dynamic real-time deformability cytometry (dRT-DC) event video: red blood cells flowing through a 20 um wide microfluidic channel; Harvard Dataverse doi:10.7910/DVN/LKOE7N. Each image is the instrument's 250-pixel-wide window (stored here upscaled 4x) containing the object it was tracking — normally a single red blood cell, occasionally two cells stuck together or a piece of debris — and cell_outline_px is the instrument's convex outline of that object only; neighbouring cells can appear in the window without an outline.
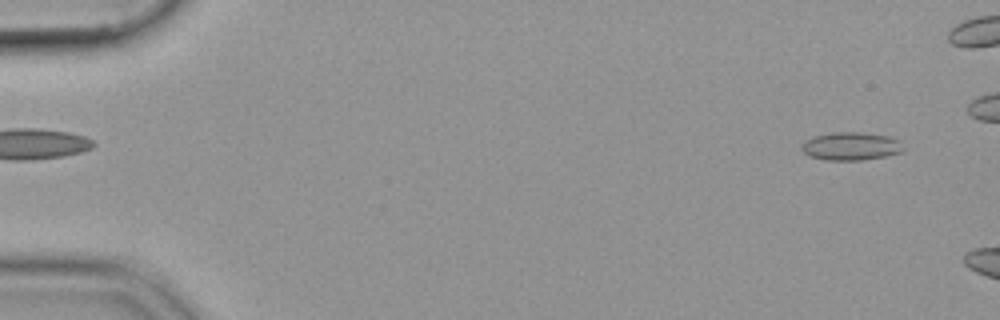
{"species": "common noctule bat (a hibernating species)", "species_latin": "Nyctalus noctula", "temperature_condition": "cold", "stored_images_in_passage": 49, "camera_frame_rate_fps": 3000, "um_per_image_px": 0.085, "animal": {"sex": "female", "body_mass_g": 19.9}, "frame": {"image": 1, "passage_image": 3, "time_ms": 0.667, "image_size_px": [1000, 320], "cell_outline_px": [[904, 152], [888, 156], [864, 160], [824, 160], [808, 156], [800, 148], [800, 144], [804, 140], [812, 136], [832, 132], [864, 132], [888, 136], [900, 140], [904, 148]], "centroid_in_image_um": [72.32, 12.43], "position_along_channel_um": 12.7, "area_um2": 17.17}}
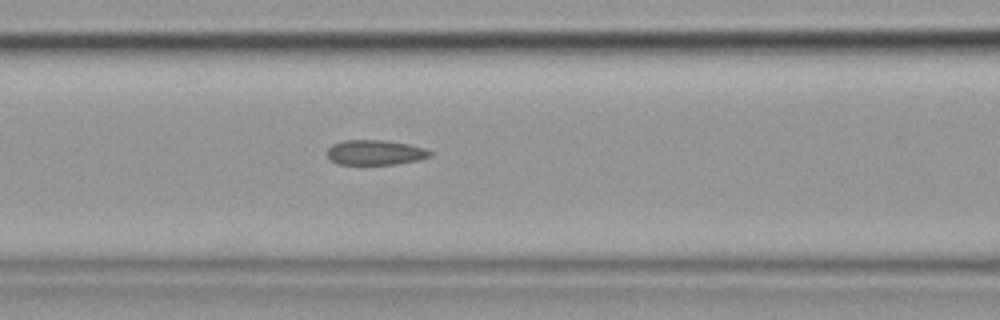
{"frame": {"image": 2, "passage_image": 23, "time_ms": 7.333, "image_size_px": [1000, 320], "cell_outline_px": [[432, 156], [416, 160], [396, 164], [336, 164], [328, 156], [328, 148], [332, 144], [344, 140], [384, 140], [408, 144], [424, 148], [432, 152]], "centroid_in_image_um": [31.89, 12.95], "position_along_channel_um": 134.7, "area_um2": 14.85}}
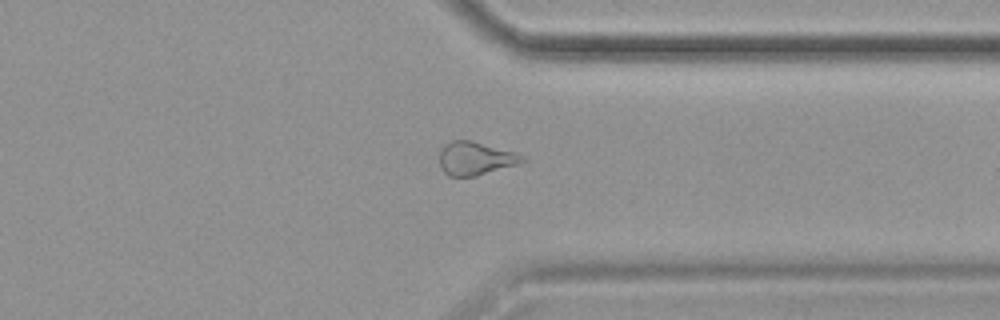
{"frame": {"image": 3, "passage_image": 42, "time_ms": 13.667, "image_size_px": [1000, 320], "cell_outline_px": [[528, 160], [516, 164], [476, 176], [448, 176], [440, 168], [440, 148], [444, 144], [452, 140], [472, 140], [516, 152]], "centroid_in_image_um": [40.38, 13.45], "position_along_channel_um": 371.0, "area_um2": 16.13}}